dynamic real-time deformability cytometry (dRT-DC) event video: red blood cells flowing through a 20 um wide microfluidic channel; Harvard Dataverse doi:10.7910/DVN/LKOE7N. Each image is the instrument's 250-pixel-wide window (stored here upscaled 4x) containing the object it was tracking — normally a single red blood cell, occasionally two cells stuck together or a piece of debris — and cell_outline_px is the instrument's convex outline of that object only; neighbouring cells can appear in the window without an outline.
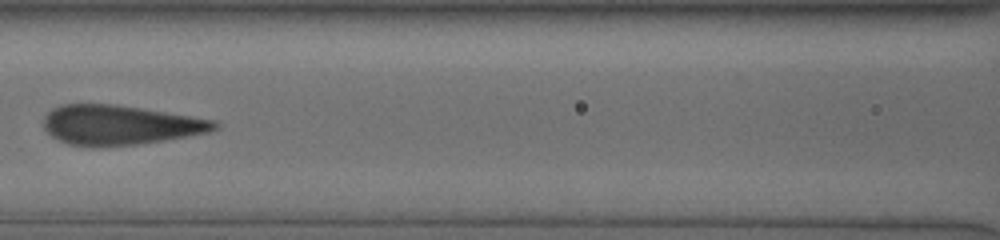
{"species": "human", "species_latin": "Homo sapiens", "temperature_condition": "cold", "stored_images_in_passage": 11, "camera_frame_rate_fps": 3000, "um_per_image_px": 0.085, "donor": {"sex": "male"}, "frame": {"image": 1, "passage_image": 8, "time_ms": 6.0, "image_size_px": [1000, 240], "cell_outline_px": [[220, 124], [216, 128], [208, 132], [164, 140], [136, 144], [92, 148], [68, 144], [52, 136], [44, 128], [44, 116], [52, 108], [60, 104], [112, 104], [140, 108], [216, 120]], "centroid_in_image_um": [10.15, 10.63], "position_along_channel_um": 156.4, "area_um2": 39.42}}